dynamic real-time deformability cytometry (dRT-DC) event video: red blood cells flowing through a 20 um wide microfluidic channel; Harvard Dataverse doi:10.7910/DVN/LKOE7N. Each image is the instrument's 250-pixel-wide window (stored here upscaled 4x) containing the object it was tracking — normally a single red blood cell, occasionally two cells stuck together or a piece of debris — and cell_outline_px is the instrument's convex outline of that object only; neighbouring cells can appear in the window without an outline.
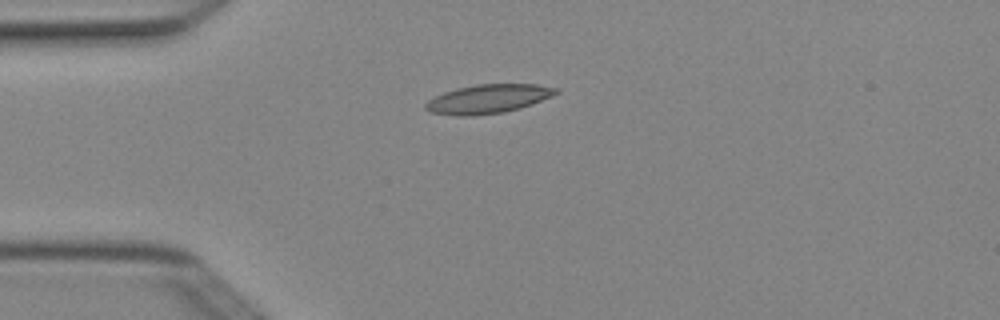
{"species": "Egyptian fruit bat (a non-hibernating species)", "species_latin": "Rousettus aegyptiacus", "temperature_condition": "cold", "stored_images_in_passage": 5, "camera_frame_rate_fps": 3000, "um_per_image_px": 0.085, "animal": {"sex": "female"}, "frame": {"image": 1, "passage_image": 2, "time_ms": 0.333, "image_size_px": [1000, 320], "cell_outline_px": [[560, 92], [552, 96], [532, 104], [520, 108], [504, 112], [476, 116], [460, 116], [432, 112], [424, 108], [424, 104], [428, 100], [444, 92], [456, 88], [476, 84], [536, 84], [556, 88]], "centroid_in_image_um": [41.49, 8.4], "position_along_channel_um": 43.5, "area_um2": 21.96}}
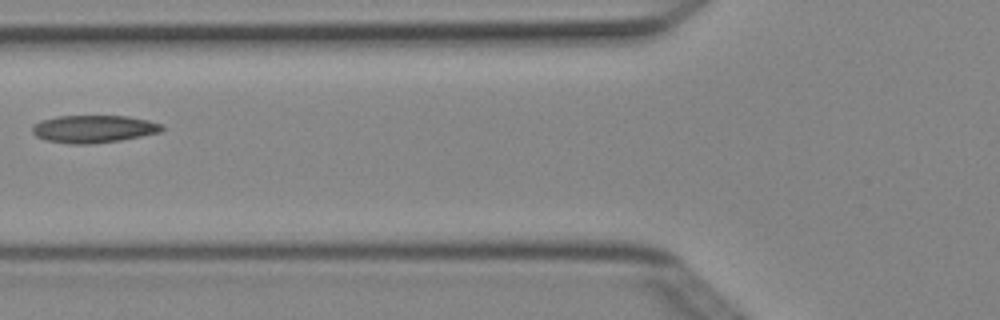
{"frame": {"image": 2, "passage_image": 4, "time_ms": 1.0, "image_size_px": [1000, 320], "cell_outline_px": [[164, 128], [160, 132], [120, 140], [88, 144], [72, 144], [44, 140], [36, 136], [32, 132], [32, 128], [40, 120], [56, 116], [128, 116], [148, 120], [164, 124]], "centroid_in_image_um": [7.96, 10.95], "position_along_channel_um": 117.8, "area_um2": 20.81}}
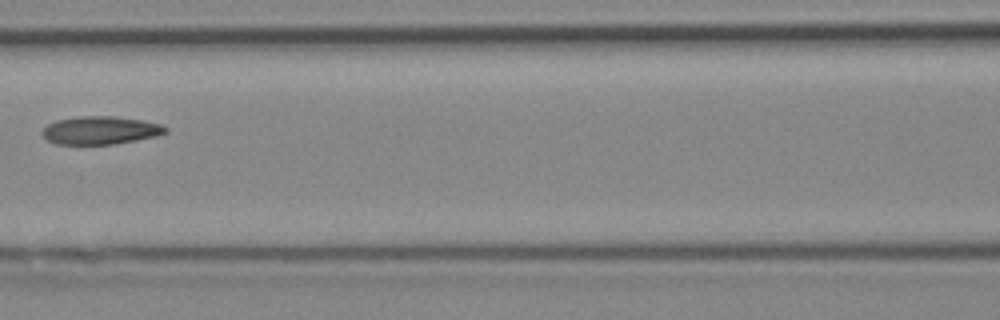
{"frame": {"image": 3, "passage_image": 5, "time_ms": 1.333, "image_size_px": [1000, 320], "cell_outline_px": [[168, 132], [156, 136], [116, 144], [56, 144], [48, 140], [40, 132], [48, 124], [56, 120], [80, 116], [116, 116], [140, 120], [160, 124], [168, 128]], "centroid_in_image_um": [8.53, 11.07], "position_along_channel_um": 158.1, "area_um2": 20.11}}